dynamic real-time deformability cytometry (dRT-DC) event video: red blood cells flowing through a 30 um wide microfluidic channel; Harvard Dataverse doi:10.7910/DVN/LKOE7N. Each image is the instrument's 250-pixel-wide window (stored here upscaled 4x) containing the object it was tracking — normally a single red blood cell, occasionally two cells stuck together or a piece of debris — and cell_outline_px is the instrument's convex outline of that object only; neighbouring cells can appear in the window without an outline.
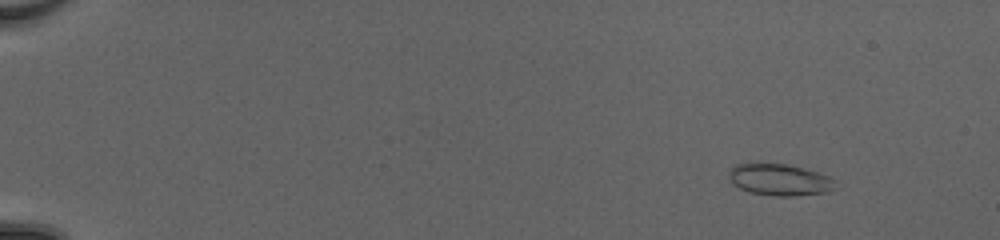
{"species": "common noctule bat (a hibernating species)", "species_latin": "Nyctalus noctula", "temperature_condition": "cold", "stored_images_in_passage": 53, "camera_frame_rate_fps": 3000, "um_per_image_px": 0.085, "animal": {"sex": "female", "body_mass_g": 20.0, "forearm_length_mm": 54.0}, "frame": {"image": 1, "passage_image": 7, "time_ms": 2.0, "image_size_px": [1000, 240], "cell_outline_px": [[836, 188], [828, 192], [796, 196], [772, 196], [752, 192], [740, 188], [732, 184], [728, 180], [728, 172], [736, 164], [748, 160], [788, 164], [804, 168], [828, 176], [836, 180]], "centroid_in_image_um": [66.22, 15.24], "position_along_channel_um": 18.8, "area_um2": 20.46}}
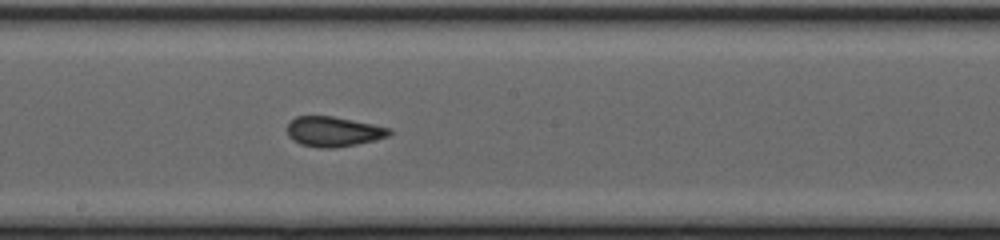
{"frame": {"image": 2, "passage_image": 32, "time_ms": 10.333, "image_size_px": [1000, 240], "cell_outline_px": [[392, 132], [388, 136], [356, 144], [332, 148], [320, 148], [300, 144], [292, 140], [288, 136], [288, 120], [296, 116], [332, 116], [392, 128]], "centroid_in_image_um": [28.3, 11.18], "position_along_channel_um": 219.9, "area_um2": 17.8}}
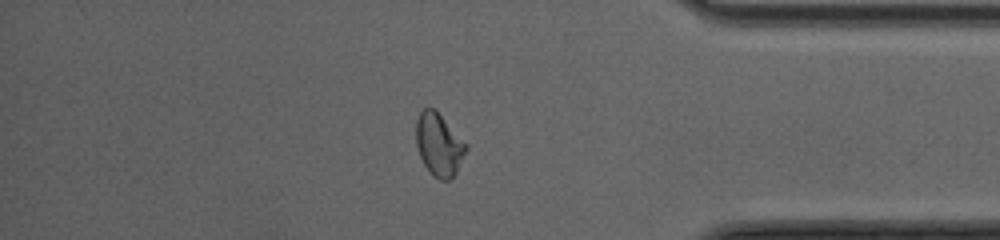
{"frame": {"image": 3, "passage_image": 46, "time_ms": 15.0, "image_size_px": [1000, 240], "cell_outline_px": [[468, 148], [456, 172], [448, 180], [440, 180], [432, 176], [428, 172], [420, 156], [416, 144], [416, 120], [420, 112], [428, 104], [436, 108], [468, 144]], "centroid_in_image_um": [37.31, 12.24], "position_along_channel_um": 397.9, "area_um2": 18.73}, "authors_computed_cell_mechanics": {"area_um2": 18.6694, "velocity_mm_per_s": 4.1865, "shape_relaxation_time_tau1_ms": 8.2176, "shape_relaxation_time_tau2_ms": 1.0218, "deformation_change_tau1": 0.165, "deformation_change_tau2": 0.0439}}